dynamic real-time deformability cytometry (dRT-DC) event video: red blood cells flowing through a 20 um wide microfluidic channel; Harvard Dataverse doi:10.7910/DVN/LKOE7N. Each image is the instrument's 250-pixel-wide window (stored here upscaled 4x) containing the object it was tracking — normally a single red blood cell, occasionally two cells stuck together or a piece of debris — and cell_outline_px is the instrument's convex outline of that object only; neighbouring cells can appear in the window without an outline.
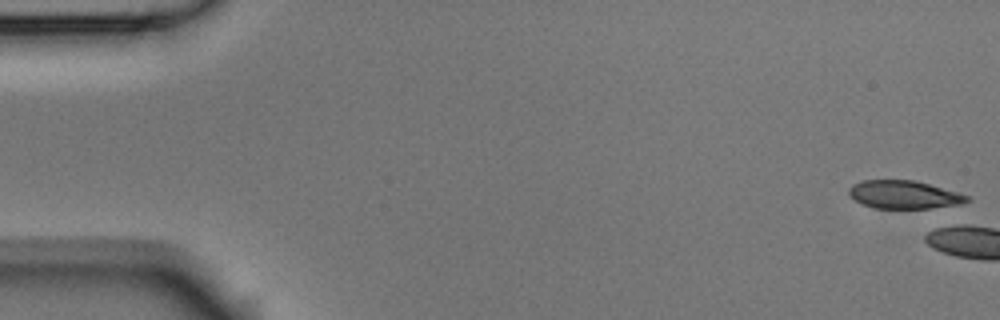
{"species": "Egyptian fruit bat (a non-hibernating species)", "species_latin": "Rousettus aegyptiacus", "temperature_condition": "room temperature", "stored_images_in_passage": 6, "camera_frame_rate_fps": 3000, "um_per_image_px": 0.085, "animal": {"sex": "male"}, "frame": {"image": 1, "passage_image": 1, "time_ms": 0.0, "image_size_px": [1000, 320], "cell_outline_px": [[972, 200], [960, 204], [932, 208], [876, 208], [864, 204], [848, 196], [848, 188], [852, 184], [864, 180], [916, 180], [956, 192], [968, 196]], "centroid_in_image_um": [76.82, 16.54], "position_along_channel_um": 8.2, "area_um2": 19.25}}
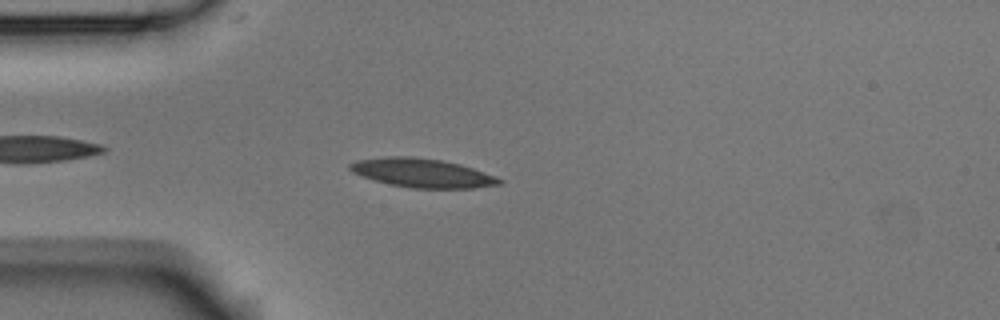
{"frame": {"image": 2, "passage_image": 5, "time_ms": 1.333, "image_size_px": [1000, 320], "cell_outline_px": [[504, 180], [500, 184], [476, 188], [412, 188], [388, 184], [352, 172], [348, 168], [348, 164], [356, 160], [388, 156], [408, 156], [440, 160], [460, 164], [496, 176]], "centroid_in_image_um": [35.89, 14.7], "position_along_channel_um": 49.1, "area_um2": 25.03}}